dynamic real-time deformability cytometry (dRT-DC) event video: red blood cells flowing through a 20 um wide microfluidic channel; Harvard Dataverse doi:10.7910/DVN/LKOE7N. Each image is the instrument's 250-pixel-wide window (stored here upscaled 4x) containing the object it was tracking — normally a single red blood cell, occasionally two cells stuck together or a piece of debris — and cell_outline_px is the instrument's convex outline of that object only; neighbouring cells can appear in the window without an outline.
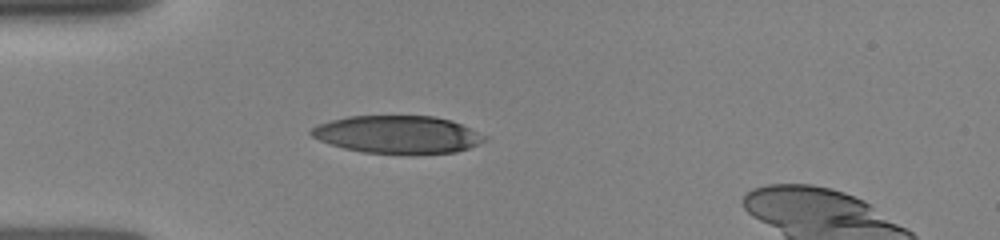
{"species": "human", "species_latin": "Homo sapiens", "temperature_condition": "room temperature", "stored_images_in_passage": 9, "camera_frame_rate_fps": 3000, "um_per_image_px": 0.085, "donor": {"sex": "female"}, "frame": {"image": 1, "passage_image": 3, "time_ms": 1.333, "image_size_px": [1000, 240], "cell_outline_px": [[488, 140], [468, 148], [456, 152], [412, 156], [364, 152], [344, 148], [320, 140], [312, 136], [308, 132], [312, 128], [320, 124], [332, 120], [348, 116], [432, 116], [452, 120], [488, 136]], "centroid_in_image_um": [33.86, 11.46], "position_along_channel_um": 51.1, "area_um2": 38.67}}
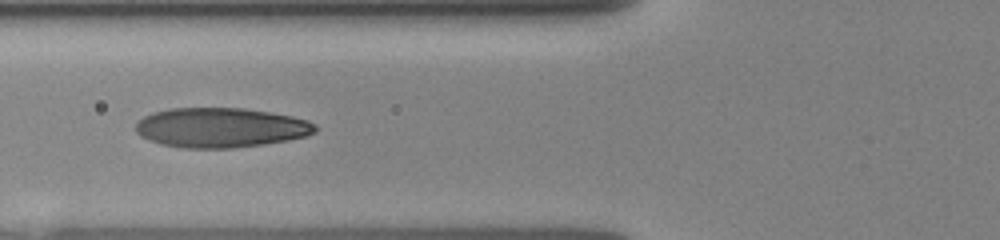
{"frame": {"image": 2, "passage_image": 6, "time_ms": 3.0, "image_size_px": [1000, 240], "cell_outline_px": [[316, 132], [308, 136], [288, 140], [264, 144], [232, 148], [184, 148], [160, 144], [148, 140], [140, 136], [136, 132], [136, 124], [144, 116], [152, 112], [168, 108], [244, 108], [292, 116], [308, 120], [316, 124]], "centroid_in_image_um": [18.76, 10.85], "position_along_channel_um": 107.0, "area_um2": 41.79}}
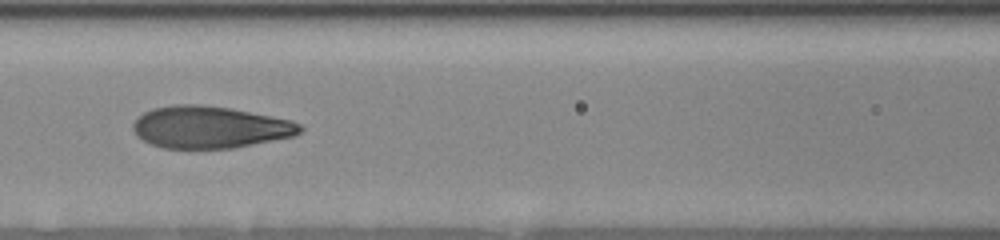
{"frame": {"image": 3, "passage_image": 8, "time_ms": 4.0, "image_size_px": [1000, 240], "cell_outline_px": [[304, 128], [296, 136], [232, 148], [164, 148], [152, 144], [136, 136], [132, 128], [132, 124], [144, 112], [152, 108], [172, 104], [204, 104], [232, 108], [292, 120], [300, 124]], "centroid_in_image_um": [17.85, 10.79], "position_along_channel_um": 148.7, "area_um2": 41.15}}